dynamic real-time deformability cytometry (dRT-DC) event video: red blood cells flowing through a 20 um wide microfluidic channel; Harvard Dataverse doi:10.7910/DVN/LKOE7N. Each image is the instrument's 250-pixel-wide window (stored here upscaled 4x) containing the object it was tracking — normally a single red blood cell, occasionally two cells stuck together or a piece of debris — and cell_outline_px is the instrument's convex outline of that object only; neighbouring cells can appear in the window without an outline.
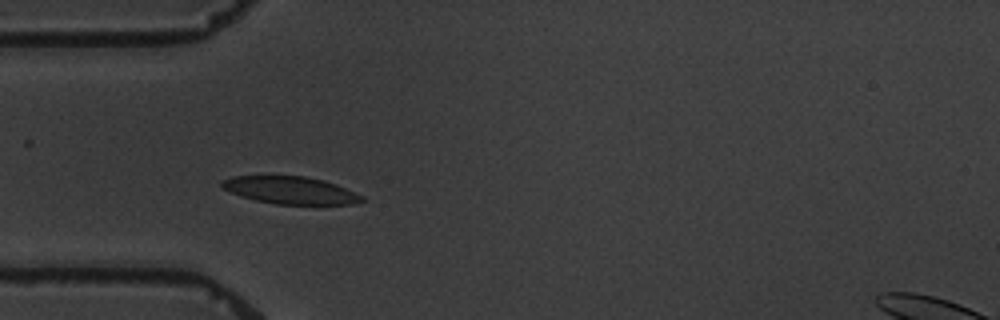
{"species": "common noctule bat (a hibernating species)", "species_latin": "Nyctalus noctula", "temperature_condition": "warm", "stored_images_in_passage": 2, "camera_frame_rate_fps": 3000, "um_per_image_px": 0.085, "animal": {"sex": "male", "body_mass_g": 19.5, "forearm_length_mm": 54.6}, "frame": {"image": 1, "passage_image": 1, "time_ms": 0.0, "image_size_px": [1000, 320], "cell_outline_px": [[368, 200], [352, 204], [276, 204], [256, 200], [240, 196], [224, 188], [220, 184], [220, 180], [232, 176], [304, 176], [324, 180], [336, 184], [364, 196]], "centroid_in_image_um": [24.71, 16.17], "position_along_channel_um": 60.3, "area_um2": 22.37}}
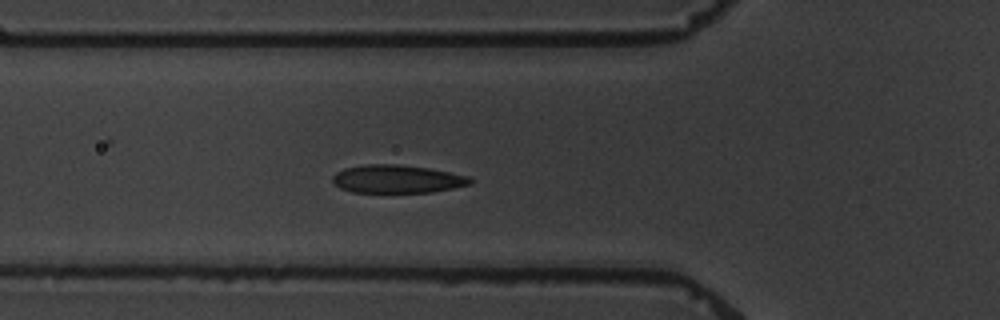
{"frame": {"image": 2, "passage_image": 2, "time_ms": 1.0, "image_size_px": [1000, 320], "cell_outline_px": [[472, 184], [432, 192], [352, 192], [340, 188], [332, 180], [332, 176], [336, 172], [344, 168], [364, 164], [396, 164], [428, 168], [468, 176], [472, 180]], "centroid_in_image_um": [33.73, 15.21], "position_along_channel_um": 92.1, "area_um2": 22.43}}